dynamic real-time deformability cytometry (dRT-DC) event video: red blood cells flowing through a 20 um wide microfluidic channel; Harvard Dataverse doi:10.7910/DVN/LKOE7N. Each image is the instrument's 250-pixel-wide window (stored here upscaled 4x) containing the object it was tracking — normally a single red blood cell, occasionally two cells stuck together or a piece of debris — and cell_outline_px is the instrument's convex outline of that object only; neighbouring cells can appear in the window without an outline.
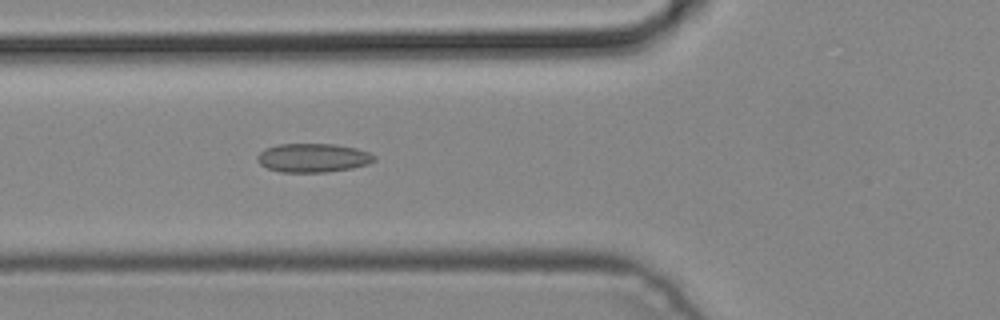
{"species": "common noctule bat (a hibernating species)", "species_latin": "Nyctalus noctula", "temperature_condition": "cold", "stored_images_in_passage": 4, "camera_frame_rate_fps": 3000, "um_per_image_px": 0.085, "animal": {"sex": "male", "body_mass_g": 19.2, "forearm_length_mm": 51.8}, "frame": {"image": 1, "passage_image": 4, "time_ms": 1.0, "image_size_px": [1000, 320], "cell_outline_px": [[376, 160], [368, 164], [352, 168], [324, 172], [280, 172], [268, 168], [260, 164], [256, 160], [256, 156], [264, 148], [276, 144], [332, 144], [356, 148], [368, 152], [376, 156]], "centroid_in_image_um": [26.58, 13.41], "position_along_channel_um": 99.2, "area_um2": 19.71}}